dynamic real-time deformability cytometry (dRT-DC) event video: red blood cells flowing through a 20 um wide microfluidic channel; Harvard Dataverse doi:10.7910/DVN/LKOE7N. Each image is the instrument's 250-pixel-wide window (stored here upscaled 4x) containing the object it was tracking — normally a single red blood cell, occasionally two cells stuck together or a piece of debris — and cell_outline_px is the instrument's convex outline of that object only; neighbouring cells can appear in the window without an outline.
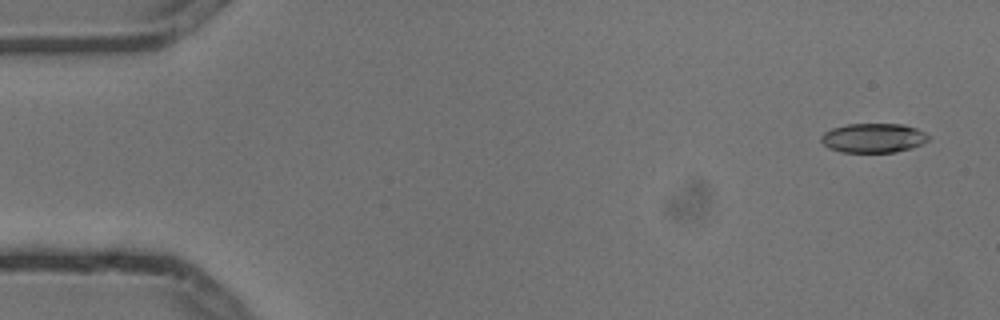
{"species": "common noctule bat (a hibernating species)", "species_latin": "Nyctalus noctula", "temperature_condition": "cold", "stored_images_in_passage": 4, "camera_frame_rate_fps": 3000, "um_per_image_px": 0.085, "animal": {"sex": "male", "body_mass_g": 13.3}, "frame": {"image": 1, "passage_image": 1, "time_ms": 0.0, "image_size_px": [1000, 320], "cell_outline_px": [[928, 140], [912, 148], [896, 152], [840, 152], [828, 148], [820, 140], [820, 136], [824, 132], [832, 128], [848, 124], [904, 124], [916, 128], [924, 132], [928, 136]], "centroid_in_image_um": [74.2, 11.73], "position_along_channel_um": 10.8, "area_um2": 18.38}}
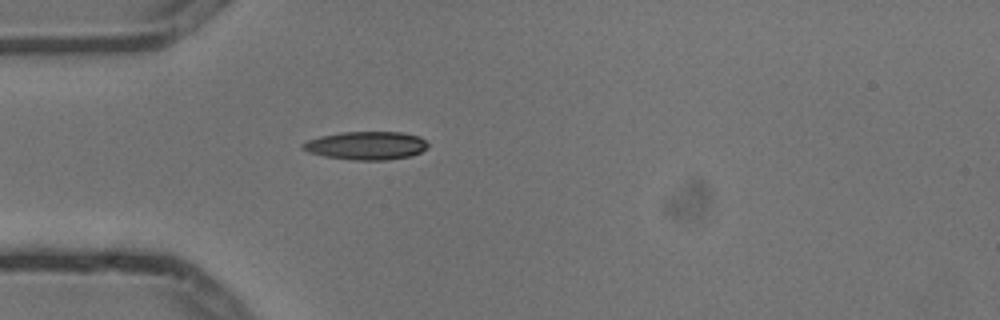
{"frame": {"image": 2, "passage_image": 4, "time_ms": 1.0, "image_size_px": [1000, 320], "cell_outline_px": [[428, 148], [420, 152], [408, 156], [384, 160], [352, 160], [324, 156], [308, 152], [300, 148], [300, 144], [308, 140], [320, 136], [340, 132], [404, 132], [420, 136], [428, 144]], "centroid_in_image_um": [31.1, 12.36], "position_along_channel_um": 53.9, "area_um2": 20.69}}